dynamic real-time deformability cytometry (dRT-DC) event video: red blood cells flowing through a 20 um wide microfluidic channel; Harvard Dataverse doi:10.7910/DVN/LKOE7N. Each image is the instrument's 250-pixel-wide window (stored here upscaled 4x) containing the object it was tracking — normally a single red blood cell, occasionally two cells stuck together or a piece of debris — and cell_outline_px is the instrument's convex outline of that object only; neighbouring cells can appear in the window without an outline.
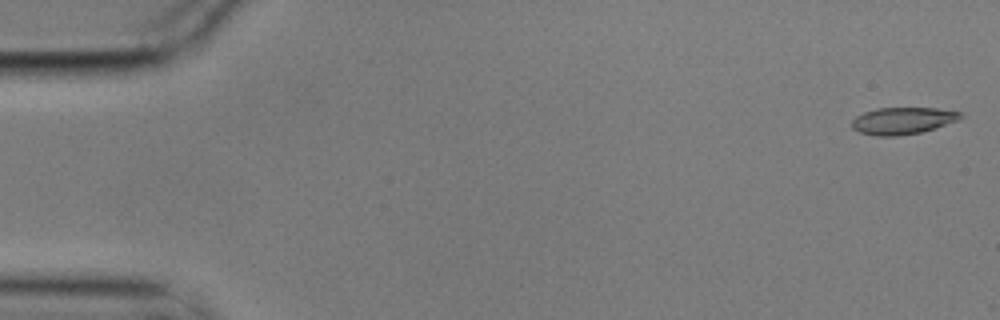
{"species": "common noctule bat (a hibernating species)", "species_latin": "Nyctalus noctula", "temperature_condition": "cold", "stored_images_in_passage": 6, "camera_frame_rate_fps": 3000, "um_per_image_px": 0.085, "animal": {"sex": "male", "body_mass_g": 17.9}, "frame": {"image": 1, "passage_image": 1, "time_ms": 0.0, "image_size_px": [1000, 320], "cell_outline_px": [[964, 116], [956, 120], [920, 132], [896, 136], [876, 136], [860, 132], [852, 128], [852, 120], [856, 116], [864, 112], [880, 108], [936, 108], [960, 112]], "centroid_in_image_um": [76.68, 10.26], "position_along_channel_um": 8.3, "area_um2": 16.7}}